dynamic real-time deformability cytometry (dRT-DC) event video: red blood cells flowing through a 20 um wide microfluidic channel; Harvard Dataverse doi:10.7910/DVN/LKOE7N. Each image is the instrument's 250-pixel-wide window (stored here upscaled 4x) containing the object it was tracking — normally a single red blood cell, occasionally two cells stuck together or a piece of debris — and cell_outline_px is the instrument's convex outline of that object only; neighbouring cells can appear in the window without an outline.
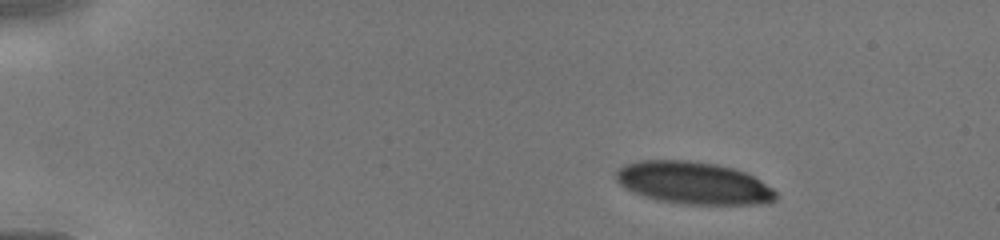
{"species": "human", "species_latin": "Homo sapiens", "temperature_condition": "cold", "stored_images_in_passage": 3, "camera_frame_rate_fps": 3000, "um_per_image_px": 0.085, "donor": {"sex": "male"}, "frame": {"image": 1, "passage_image": 1, "time_ms": 0.0, "image_size_px": [1000, 240], "cell_outline_px": [[776, 200], [764, 204], [684, 204], [660, 200], [644, 196], [624, 188], [616, 180], [616, 172], [624, 164], [640, 160], [688, 160], [716, 164], [732, 168], [744, 172], [760, 180], [772, 188], [776, 192]], "centroid_in_image_um": [58.94, 15.55], "position_along_channel_um": 26.1, "area_um2": 39.3}}